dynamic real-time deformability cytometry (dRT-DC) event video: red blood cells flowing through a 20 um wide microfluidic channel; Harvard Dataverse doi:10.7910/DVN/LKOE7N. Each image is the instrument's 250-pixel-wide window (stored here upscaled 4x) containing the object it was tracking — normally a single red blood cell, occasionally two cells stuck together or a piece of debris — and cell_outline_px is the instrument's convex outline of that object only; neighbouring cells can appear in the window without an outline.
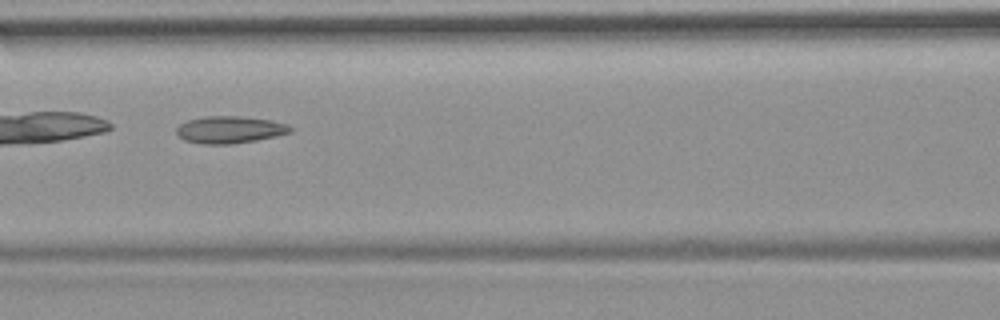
{"species": "common noctule bat (a hibernating species)", "species_latin": "Nyctalus noctula", "temperature_condition": "room temperature", "stored_images_in_passage": 6, "camera_frame_rate_fps": 3000, "um_per_image_px": 0.085, "animal": {"sex": "female", "body_mass_g": 19.9}, "frame": {"image": 1, "passage_image": 4, "time_ms": 3.333, "image_size_px": [1000, 320], "cell_outline_px": [[292, 132], [276, 136], [256, 140], [232, 144], [204, 144], [184, 140], [176, 132], [176, 128], [180, 124], [188, 120], [208, 116], [240, 116], [268, 120], [288, 124], [292, 128]], "centroid_in_image_um": [19.54, 11.03], "position_along_channel_um": 147.1, "area_um2": 17.86}}
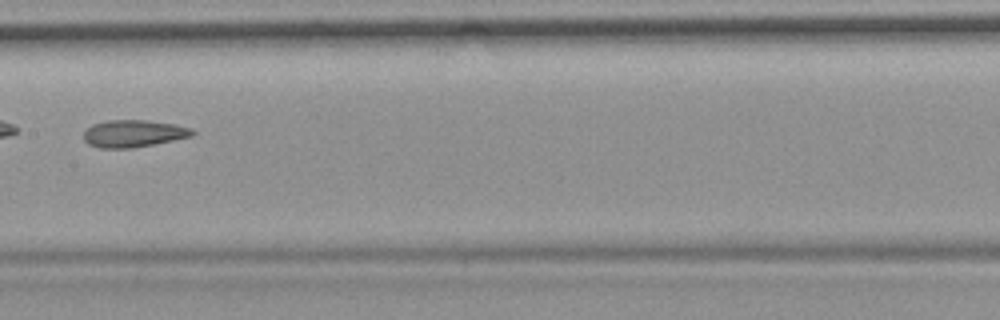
{"frame": {"image": 2, "passage_image": 5, "time_ms": 4.667, "image_size_px": [1000, 320], "cell_outline_px": [[196, 132], [192, 136], [132, 148], [100, 148], [88, 144], [84, 140], [84, 132], [92, 124], [108, 120], [148, 120], [172, 124], [192, 128]], "centroid_in_image_um": [11.33, 11.34], "position_along_channel_um": 196.1, "area_um2": 17.11}}